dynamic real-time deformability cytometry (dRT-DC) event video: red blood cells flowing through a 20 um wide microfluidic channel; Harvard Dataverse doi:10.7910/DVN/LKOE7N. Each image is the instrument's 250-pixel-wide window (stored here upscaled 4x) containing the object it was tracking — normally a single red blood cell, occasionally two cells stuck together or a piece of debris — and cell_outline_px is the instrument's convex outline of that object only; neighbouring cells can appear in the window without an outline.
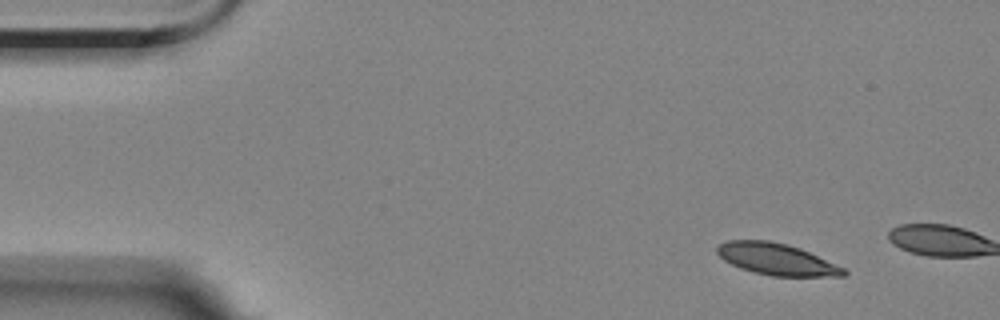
{"species": "Egyptian fruit bat (a non-hibernating species)", "species_latin": "Rousettus aegyptiacus", "temperature_condition": "room temperature", "stored_images_in_passage": 3, "camera_frame_rate_fps": 3000, "um_per_image_px": 0.085, "animal": {"sex": "female"}, "frame": {"image": 1, "passage_image": 1, "time_ms": 0.0, "image_size_px": [1000, 320], "cell_outline_px": [[848, 272], [844, 276], [772, 276], [752, 272], [740, 268], [724, 260], [716, 252], [716, 248], [720, 244], [728, 240], [768, 240], [788, 244], [800, 248], [844, 268]], "centroid_in_image_um": [65.99, 22.03], "position_along_channel_um": 19.0, "area_um2": 23.24}}